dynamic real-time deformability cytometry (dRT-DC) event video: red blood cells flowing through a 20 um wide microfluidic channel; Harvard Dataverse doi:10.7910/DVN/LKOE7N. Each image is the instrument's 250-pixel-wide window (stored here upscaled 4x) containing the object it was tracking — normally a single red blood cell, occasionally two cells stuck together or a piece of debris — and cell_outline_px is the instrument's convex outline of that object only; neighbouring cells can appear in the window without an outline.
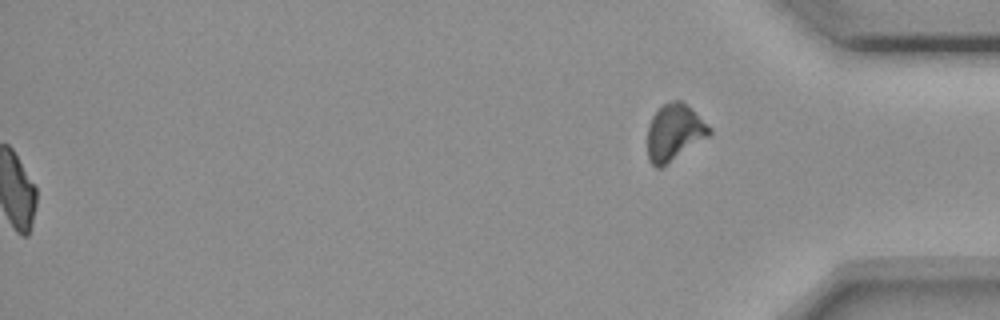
{"species": "common noctule bat (a hibernating species)", "species_latin": "Nyctalus noctula", "temperature_condition": "room temperature", "stored_images_in_passage": 57, "segment_of_instrument_passage": [2, 2], "camera_frame_rate_fps": 3000, "um_per_image_px": 0.085, "animal": {"sex": "female", "body_mass_g": 18.4}, "frame": {"image": 1, "passage_image": 57, "time_ms": 18.667, "image_size_px": [1000, 320], "cell_outline_px": [[712, 132], [708, 136], [660, 168], [656, 168], [652, 164], [648, 156], [648, 124], [652, 116], [664, 104], [672, 100], [680, 100], [712, 128]], "centroid_in_image_um": [57.3, 11.25], "position_along_channel_um": 377.9, "area_um2": 19.83}}